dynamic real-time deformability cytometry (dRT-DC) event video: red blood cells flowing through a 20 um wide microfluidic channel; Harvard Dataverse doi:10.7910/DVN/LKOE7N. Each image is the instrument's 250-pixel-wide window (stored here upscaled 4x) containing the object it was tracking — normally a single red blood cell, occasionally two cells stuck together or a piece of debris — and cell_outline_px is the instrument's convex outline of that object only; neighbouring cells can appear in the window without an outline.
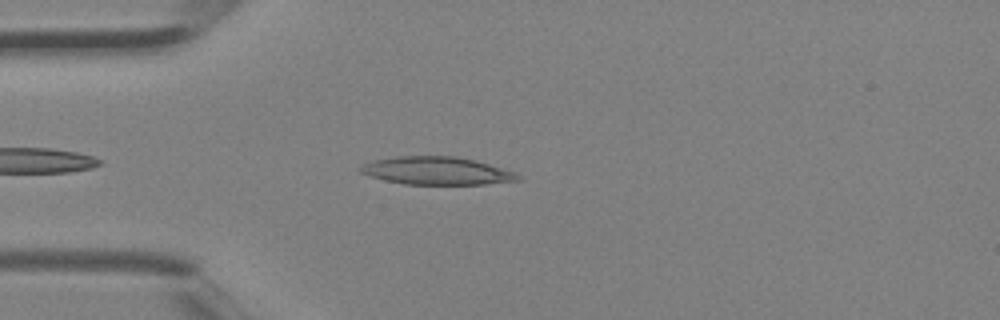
{"species": "Egyptian fruit bat (a non-hibernating species)", "species_latin": "Rousettus aegyptiacus", "temperature_condition": "room temperature", "stored_images_in_passage": 2, "camera_frame_rate_fps": 3000, "um_per_image_px": 0.085, "animal": {"sex": "female"}, "frame": {"image": 1, "passage_image": 2, "time_ms": 0.333, "image_size_px": [1000, 320], "cell_outline_px": [[520, 180], [484, 184], [404, 184], [384, 180], [368, 176], [360, 172], [356, 168], [364, 164], [376, 160], [396, 156], [456, 156], [476, 160], [516, 172], [520, 176]], "centroid_in_image_um": [37.11, 14.51], "position_along_channel_um": 47.9, "area_um2": 25.61}}